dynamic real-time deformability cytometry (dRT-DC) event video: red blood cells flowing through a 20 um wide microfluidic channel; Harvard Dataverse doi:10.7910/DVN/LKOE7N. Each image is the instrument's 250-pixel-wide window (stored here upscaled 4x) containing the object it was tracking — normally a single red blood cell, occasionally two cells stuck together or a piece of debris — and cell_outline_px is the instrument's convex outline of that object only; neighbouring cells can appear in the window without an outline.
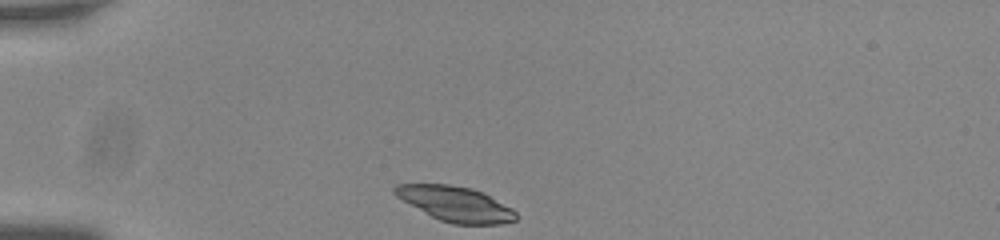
{"species": "common noctule bat (a hibernating species)", "species_latin": "Nyctalus noctula", "temperature_condition": "room temperature", "stored_images_in_passage": 35, "camera_frame_rate_fps": 3000, "um_per_image_px": 0.085, "animal": {"sex": "male", "body_mass_g": 20.0, "forearm_length_mm": 53.3}, "frame": {"image": 1, "passage_image": 1, "time_ms": 0.0, "image_size_px": [1000, 240], "cell_outline_px": [[516, 220], [500, 224], [452, 224], [440, 220], [432, 216], [396, 196], [392, 192], [392, 188], [396, 184], [448, 184], [472, 188], [484, 192], [512, 208], [516, 212]], "centroid_in_image_um": [38.74, 17.32], "position_along_channel_um": 46.3, "area_um2": 24.62}}
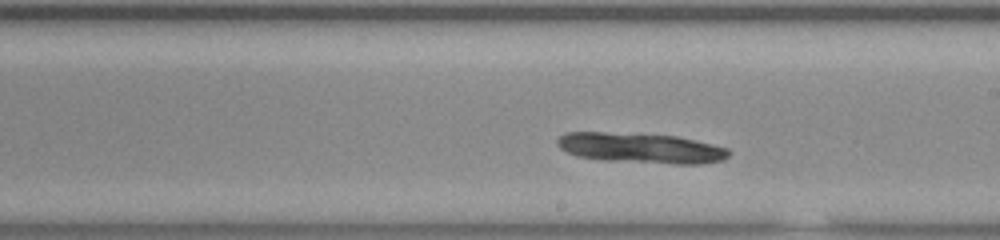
{"frame": {"image": 2, "passage_image": 19, "time_ms": 6.0, "image_size_px": [1000, 240], "cell_outline_px": [[732, 152], [724, 160], [700, 164], [676, 164], [600, 160], [576, 156], [560, 148], [556, 144], [556, 140], [564, 132], [604, 132], [676, 136], [712, 144], [728, 148]], "centroid_in_image_um": [54.46, 12.59], "position_along_channel_um": 234.5, "area_um2": 30.35}}
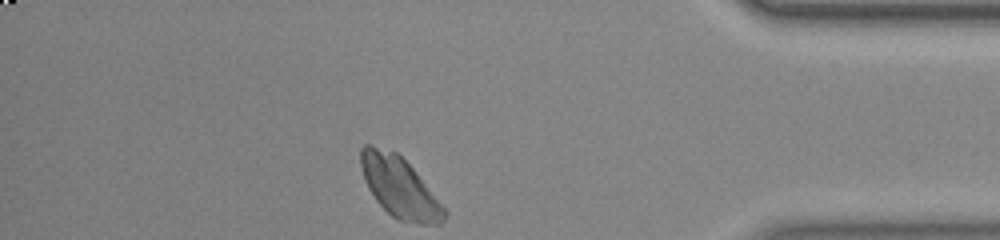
{"frame": {"image": 3, "passage_image": 35, "time_ms": 11.333, "image_size_px": [1000, 240], "cell_outline_px": [[448, 212], [444, 220], [440, 224], [420, 224], [396, 220], [376, 200], [368, 188], [364, 180], [360, 168], [360, 148], [364, 144], [372, 144], [396, 152], [412, 168]], "centroid_in_image_um": [33.92, 15.91], "position_along_channel_um": 401.3, "area_um2": 29.3}}